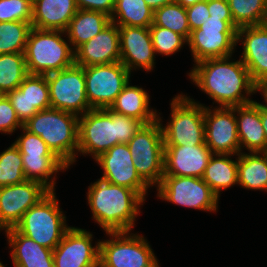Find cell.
Masks as SVG:
<instances>
[{
  "mask_svg": "<svg viewBox=\"0 0 267 267\" xmlns=\"http://www.w3.org/2000/svg\"><path fill=\"white\" fill-rule=\"evenodd\" d=\"M233 55L202 60L189 71L188 78L218 107H235L255 100V83L242 60Z\"/></svg>",
  "mask_w": 267,
  "mask_h": 267,
  "instance_id": "obj_1",
  "label": "cell"
},
{
  "mask_svg": "<svg viewBox=\"0 0 267 267\" xmlns=\"http://www.w3.org/2000/svg\"><path fill=\"white\" fill-rule=\"evenodd\" d=\"M86 194L92 218L105 233L132 231L145 203L136 191L100 178L88 186Z\"/></svg>",
  "mask_w": 267,
  "mask_h": 267,
  "instance_id": "obj_2",
  "label": "cell"
},
{
  "mask_svg": "<svg viewBox=\"0 0 267 267\" xmlns=\"http://www.w3.org/2000/svg\"><path fill=\"white\" fill-rule=\"evenodd\" d=\"M144 125L109 108L91 109L79 116L77 157L80 153L95 160L114 145L127 144Z\"/></svg>",
  "mask_w": 267,
  "mask_h": 267,
  "instance_id": "obj_3",
  "label": "cell"
},
{
  "mask_svg": "<svg viewBox=\"0 0 267 267\" xmlns=\"http://www.w3.org/2000/svg\"><path fill=\"white\" fill-rule=\"evenodd\" d=\"M23 128L40 136L69 168L77 161L79 116L59 109L38 111Z\"/></svg>",
  "mask_w": 267,
  "mask_h": 267,
  "instance_id": "obj_4",
  "label": "cell"
},
{
  "mask_svg": "<svg viewBox=\"0 0 267 267\" xmlns=\"http://www.w3.org/2000/svg\"><path fill=\"white\" fill-rule=\"evenodd\" d=\"M65 35L64 31L32 27L24 51L28 74L46 75L75 64L74 50Z\"/></svg>",
  "mask_w": 267,
  "mask_h": 267,
  "instance_id": "obj_5",
  "label": "cell"
},
{
  "mask_svg": "<svg viewBox=\"0 0 267 267\" xmlns=\"http://www.w3.org/2000/svg\"><path fill=\"white\" fill-rule=\"evenodd\" d=\"M50 191L37 204L29 208L14 227L19 233L31 238L39 245L54 250L65 232L71 227L56 198Z\"/></svg>",
  "mask_w": 267,
  "mask_h": 267,
  "instance_id": "obj_6",
  "label": "cell"
},
{
  "mask_svg": "<svg viewBox=\"0 0 267 267\" xmlns=\"http://www.w3.org/2000/svg\"><path fill=\"white\" fill-rule=\"evenodd\" d=\"M170 107V121L165 125L162 124L164 145H203L205 143L203 104L187 94L178 93L172 98Z\"/></svg>",
  "mask_w": 267,
  "mask_h": 267,
  "instance_id": "obj_7",
  "label": "cell"
},
{
  "mask_svg": "<svg viewBox=\"0 0 267 267\" xmlns=\"http://www.w3.org/2000/svg\"><path fill=\"white\" fill-rule=\"evenodd\" d=\"M105 235L109 238L99 240L98 267H160L144 235L131 231L106 232Z\"/></svg>",
  "mask_w": 267,
  "mask_h": 267,
  "instance_id": "obj_8",
  "label": "cell"
},
{
  "mask_svg": "<svg viewBox=\"0 0 267 267\" xmlns=\"http://www.w3.org/2000/svg\"><path fill=\"white\" fill-rule=\"evenodd\" d=\"M144 125L127 143L133 165L149 187H157L164 175V139L162 117Z\"/></svg>",
  "mask_w": 267,
  "mask_h": 267,
  "instance_id": "obj_9",
  "label": "cell"
},
{
  "mask_svg": "<svg viewBox=\"0 0 267 267\" xmlns=\"http://www.w3.org/2000/svg\"><path fill=\"white\" fill-rule=\"evenodd\" d=\"M239 27L232 18H216L209 16L195 30H192L188 45L194 64L211 58H223L234 54L236 36Z\"/></svg>",
  "mask_w": 267,
  "mask_h": 267,
  "instance_id": "obj_10",
  "label": "cell"
},
{
  "mask_svg": "<svg viewBox=\"0 0 267 267\" xmlns=\"http://www.w3.org/2000/svg\"><path fill=\"white\" fill-rule=\"evenodd\" d=\"M157 198L185 208L217 212L219 198L202 179L190 176L163 175L156 187Z\"/></svg>",
  "mask_w": 267,
  "mask_h": 267,
  "instance_id": "obj_11",
  "label": "cell"
},
{
  "mask_svg": "<svg viewBox=\"0 0 267 267\" xmlns=\"http://www.w3.org/2000/svg\"><path fill=\"white\" fill-rule=\"evenodd\" d=\"M51 108L84 115L90 111L85 89L84 67L73 65L61 71L46 74Z\"/></svg>",
  "mask_w": 267,
  "mask_h": 267,
  "instance_id": "obj_12",
  "label": "cell"
},
{
  "mask_svg": "<svg viewBox=\"0 0 267 267\" xmlns=\"http://www.w3.org/2000/svg\"><path fill=\"white\" fill-rule=\"evenodd\" d=\"M84 76L92 109L109 108L131 79V73L121 62L84 67Z\"/></svg>",
  "mask_w": 267,
  "mask_h": 267,
  "instance_id": "obj_13",
  "label": "cell"
},
{
  "mask_svg": "<svg viewBox=\"0 0 267 267\" xmlns=\"http://www.w3.org/2000/svg\"><path fill=\"white\" fill-rule=\"evenodd\" d=\"M205 143L213 154H240L235 107L204 105Z\"/></svg>",
  "mask_w": 267,
  "mask_h": 267,
  "instance_id": "obj_14",
  "label": "cell"
},
{
  "mask_svg": "<svg viewBox=\"0 0 267 267\" xmlns=\"http://www.w3.org/2000/svg\"><path fill=\"white\" fill-rule=\"evenodd\" d=\"M49 192L42 183L33 180L0 187V231L14 228L24 213Z\"/></svg>",
  "mask_w": 267,
  "mask_h": 267,
  "instance_id": "obj_15",
  "label": "cell"
},
{
  "mask_svg": "<svg viewBox=\"0 0 267 267\" xmlns=\"http://www.w3.org/2000/svg\"><path fill=\"white\" fill-rule=\"evenodd\" d=\"M103 173L100 179L136 191L145 201L150 188L138 175L127 144H116L95 159Z\"/></svg>",
  "mask_w": 267,
  "mask_h": 267,
  "instance_id": "obj_16",
  "label": "cell"
},
{
  "mask_svg": "<svg viewBox=\"0 0 267 267\" xmlns=\"http://www.w3.org/2000/svg\"><path fill=\"white\" fill-rule=\"evenodd\" d=\"M93 234L70 227L53 250L54 267H98L99 239L93 246Z\"/></svg>",
  "mask_w": 267,
  "mask_h": 267,
  "instance_id": "obj_17",
  "label": "cell"
},
{
  "mask_svg": "<svg viewBox=\"0 0 267 267\" xmlns=\"http://www.w3.org/2000/svg\"><path fill=\"white\" fill-rule=\"evenodd\" d=\"M120 62L132 73L134 70L151 72L155 65V52L149 27L118 26Z\"/></svg>",
  "mask_w": 267,
  "mask_h": 267,
  "instance_id": "obj_18",
  "label": "cell"
},
{
  "mask_svg": "<svg viewBox=\"0 0 267 267\" xmlns=\"http://www.w3.org/2000/svg\"><path fill=\"white\" fill-rule=\"evenodd\" d=\"M6 95L23 124L38 111L51 108L46 75L28 74L17 89Z\"/></svg>",
  "mask_w": 267,
  "mask_h": 267,
  "instance_id": "obj_19",
  "label": "cell"
},
{
  "mask_svg": "<svg viewBox=\"0 0 267 267\" xmlns=\"http://www.w3.org/2000/svg\"><path fill=\"white\" fill-rule=\"evenodd\" d=\"M75 65L89 67L120 62L119 28L110 22L100 33L75 51Z\"/></svg>",
  "mask_w": 267,
  "mask_h": 267,
  "instance_id": "obj_20",
  "label": "cell"
},
{
  "mask_svg": "<svg viewBox=\"0 0 267 267\" xmlns=\"http://www.w3.org/2000/svg\"><path fill=\"white\" fill-rule=\"evenodd\" d=\"M212 155L206 143L198 146L164 145V175L202 178Z\"/></svg>",
  "mask_w": 267,
  "mask_h": 267,
  "instance_id": "obj_21",
  "label": "cell"
},
{
  "mask_svg": "<svg viewBox=\"0 0 267 267\" xmlns=\"http://www.w3.org/2000/svg\"><path fill=\"white\" fill-rule=\"evenodd\" d=\"M242 43L240 59L254 83L267 78V26H243L237 30L236 45Z\"/></svg>",
  "mask_w": 267,
  "mask_h": 267,
  "instance_id": "obj_22",
  "label": "cell"
},
{
  "mask_svg": "<svg viewBox=\"0 0 267 267\" xmlns=\"http://www.w3.org/2000/svg\"><path fill=\"white\" fill-rule=\"evenodd\" d=\"M4 231L14 267H54L53 250L39 245L15 228Z\"/></svg>",
  "mask_w": 267,
  "mask_h": 267,
  "instance_id": "obj_23",
  "label": "cell"
},
{
  "mask_svg": "<svg viewBox=\"0 0 267 267\" xmlns=\"http://www.w3.org/2000/svg\"><path fill=\"white\" fill-rule=\"evenodd\" d=\"M240 152H266V137L261 122V107L255 102L235 106ZM245 149V150H244Z\"/></svg>",
  "mask_w": 267,
  "mask_h": 267,
  "instance_id": "obj_24",
  "label": "cell"
},
{
  "mask_svg": "<svg viewBox=\"0 0 267 267\" xmlns=\"http://www.w3.org/2000/svg\"><path fill=\"white\" fill-rule=\"evenodd\" d=\"M76 0H33L32 27L66 31L77 13Z\"/></svg>",
  "mask_w": 267,
  "mask_h": 267,
  "instance_id": "obj_25",
  "label": "cell"
},
{
  "mask_svg": "<svg viewBox=\"0 0 267 267\" xmlns=\"http://www.w3.org/2000/svg\"><path fill=\"white\" fill-rule=\"evenodd\" d=\"M131 80L124 86L121 93L109 107L115 113L136 118L145 125L158 119V110L150 108V96L140 86L130 85Z\"/></svg>",
  "mask_w": 267,
  "mask_h": 267,
  "instance_id": "obj_26",
  "label": "cell"
},
{
  "mask_svg": "<svg viewBox=\"0 0 267 267\" xmlns=\"http://www.w3.org/2000/svg\"><path fill=\"white\" fill-rule=\"evenodd\" d=\"M234 156L236 160L234 158L232 160ZM202 179L220 199L223 190L227 191L234 185L238 186V155L213 154L208 161Z\"/></svg>",
  "mask_w": 267,
  "mask_h": 267,
  "instance_id": "obj_27",
  "label": "cell"
},
{
  "mask_svg": "<svg viewBox=\"0 0 267 267\" xmlns=\"http://www.w3.org/2000/svg\"><path fill=\"white\" fill-rule=\"evenodd\" d=\"M110 22V16L103 12L78 9L65 31L66 38L75 51L80 45L100 33Z\"/></svg>",
  "mask_w": 267,
  "mask_h": 267,
  "instance_id": "obj_28",
  "label": "cell"
},
{
  "mask_svg": "<svg viewBox=\"0 0 267 267\" xmlns=\"http://www.w3.org/2000/svg\"><path fill=\"white\" fill-rule=\"evenodd\" d=\"M238 186L247 190L267 192V153L238 154Z\"/></svg>",
  "mask_w": 267,
  "mask_h": 267,
  "instance_id": "obj_29",
  "label": "cell"
},
{
  "mask_svg": "<svg viewBox=\"0 0 267 267\" xmlns=\"http://www.w3.org/2000/svg\"><path fill=\"white\" fill-rule=\"evenodd\" d=\"M21 156L26 179L42 183L50 191L56 190L55 179L58 173L67 171L69 168L57 156H28V154H21Z\"/></svg>",
  "mask_w": 267,
  "mask_h": 267,
  "instance_id": "obj_30",
  "label": "cell"
},
{
  "mask_svg": "<svg viewBox=\"0 0 267 267\" xmlns=\"http://www.w3.org/2000/svg\"><path fill=\"white\" fill-rule=\"evenodd\" d=\"M153 14L144 0H115L110 19L117 26L150 27Z\"/></svg>",
  "mask_w": 267,
  "mask_h": 267,
  "instance_id": "obj_31",
  "label": "cell"
},
{
  "mask_svg": "<svg viewBox=\"0 0 267 267\" xmlns=\"http://www.w3.org/2000/svg\"><path fill=\"white\" fill-rule=\"evenodd\" d=\"M28 75L24 53L0 54V91L17 89Z\"/></svg>",
  "mask_w": 267,
  "mask_h": 267,
  "instance_id": "obj_32",
  "label": "cell"
},
{
  "mask_svg": "<svg viewBox=\"0 0 267 267\" xmlns=\"http://www.w3.org/2000/svg\"><path fill=\"white\" fill-rule=\"evenodd\" d=\"M233 22L243 26L263 25L267 17V0H227Z\"/></svg>",
  "mask_w": 267,
  "mask_h": 267,
  "instance_id": "obj_33",
  "label": "cell"
},
{
  "mask_svg": "<svg viewBox=\"0 0 267 267\" xmlns=\"http://www.w3.org/2000/svg\"><path fill=\"white\" fill-rule=\"evenodd\" d=\"M31 22H0V54L24 53Z\"/></svg>",
  "mask_w": 267,
  "mask_h": 267,
  "instance_id": "obj_34",
  "label": "cell"
},
{
  "mask_svg": "<svg viewBox=\"0 0 267 267\" xmlns=\"http://www.w3.org/2000/svg\"><path fill=\"white\" fill-rule=\"evenodd\" d=\"M153 25L172 30L184 36L187 40L191 33L186 8L176 1L154 11Z\"/></svg>",
  "mask_w": 267,
  "mask_h": 267,
  "instance_id": "obj_35",
  "label": "cell"
},
{
  "mask_svg": "<svg viewBox=\"0 0 267 267\" xmlns=\"http://www.w3.org/2000/svg\"><path fill=\"white\" fill-rule=\"evenodd\" d=\"M26 180L21 153L12 143L0 152V187L19 184Z\"/></svg>",
  "mask_w": 267,
  "mask_h": 267,
  "instance_id": "obj_36",
  "label": "cell"
},
{
  "mask_svg": "<svg viewBox=\"0 0 267 267\" xmlns=\"http://www.w3.org/2000/svg\"><path fill=\"white\" fill-rule=\"evenodd\" d=\"M149 30L155 55H175L184 45H188V40L184 36L167 28L151 24Z\"/></svg>",
  "mask_w": 267,
  "mask_h": 267,
  "instance_id": "obj_37",
  "label": "cell"
},
{
  "mask_svg": "<svg viewBox=\"0 0 267 267\" xmlns=\"http://www.w3.org/2000/svg\"><path fill=\"white\" fill-rule=\"evenodd\" d=\"M33 0H0V22L32 21Z\"/></svg>",
  "mask_w": 267,
  "mask_h": 267,
  "instance_id": "obj_38",
  "label": "cell"
},
{
  "mask_svg": "<svg viewBox=\"0 0 267 267\" xmlns=\"http://www.w3.org/2000/svg\"><path fill=\"white\" fill-rule=\"evenodd\" d=\"M21 135L13 142L21 154L28 156H56L40 136L32 134L23 127Z\"/></svg>",
  "mask_w": 267,
  "mask_h": 267,
  "instance_id": "obj_39",
  "label": "cell"
},
{
  "mask_svg": "<svg viewBox=\"0 0 267 267\" xmlns=\"http://www.w3.org/2000/svg\"><path fill=\"white\" fill-rule=\"evenodd\" d=\"M22 127L23 123L18 118L10 99L4 94L0 99V133L12 135Z\"/></svg>",
  "mask_w": 267,
  "mask_h": 267,
  "instance_id": "obj_40",
  "label": "cell"
},
{
  "mask_svg": "<svg viewBox=\"0 0 267 267\" xmlns=\"http://www.w3.org/2000/svg\"><path fill=\"white\" fill-rule=\"evenodd\" d=\"M190 30L198 29L210 16L207 0L197 2L186 8Z\"/></svg>",
  "mask_w": 267,
  "mask_h": 267,
  "instance_id": "obj_41",
  "label": "cell"
},
{
  "mask_svg": "<svg viewBox=\"0 0 267 267\" xmlns=\"http://www.w3.org/2000/svg\"><path fill=\"white\" fill-rule=\"evenodd\" d=\"M76 5L78 9L100 11L111 17L115 8V0H76Z\"/></svg>",
  "mask_w": 267,
  "mask_h": 267,
  "instance_id": "obj_42",
  "label": "cell"
},
{
  "mask_svg": "<svg viewBox=\"0 0 267 267\" xmlns=\"http://www.w3.org/2000/svg\"><path fill=\"white\" fill-rule=\"evenodd\" d=\"M207 7L211 17L232 18L227 0H207Z\"/></svg>",
  "mask_w": 267,
  "mask_h": 267,
  "instance_id": "obj_43",
  "label": "cell"
},
{
  "mask_svg": "<svg viewBox=\"0 0 267 267\" xmlns=\"http://www.w3.org/2000/svg\"><path fill=\"white\" fill-rule=\"evenodd\" d=\"M255 94L257 92H260L261 96H263V102L265 103H260L255 101L260 107L264 108L267 110V78L261 79L255 83Z\"/></svg>",
  "mask_w": 267,
  "mask_h": 267,
  "instance_id": "obj_44",
  "label": "cell"
},
{
  "mask_svg": "<svg viewBox=\"0 0 267 267\" xmlns=\"http://www.w3.org/2000/svg\"><path fill=\"white\" fill-rule=\"evenodd\" d=\"M146 4L153 10H157L166 4L172 3L175 0H144Z\"/></svg>",
  "mask_w": 267,
  "mask_h": 267,
  "instance_id": "obj_45",
  "label": "cell"
},
{
  "mask_svg": "<svg viewBox=\"0 0 267 267\" xmlns=\"http://www.w3.org/2000/svg\"><path fill=\"white\" fill-rule=\"evenodd\" d=\"M261 122L266 137V153H267V110L261 107Z\"/></svg>",
  "mask_w": 267,
  "mask_h": 267,
  "instance_id": "obj_46",
  "label": "cell"
},
{
  "mask_svg": "<svg viewBox=\"0 0 267 267\" xmlns=\"http://www.w3.org/2000/svg\"><path fill=\"white\" fill-rule=\"evenodd\" d=\"M177 3L187 8L191 5H194L197 2L205 1V0H175Z\"/></svg>",
  "mask_w": 267,
  "mask_h": 267,
  "instance_id": "obj_47",
  "label": "cell"
},
{
  "mask_svg": "<svg viewBox=\"0 0 267 267\" xmlns=\"http://www.w3.org/2000/svg\"><path fill=\"white\" fill-rule=\"evenodd\" d=\"M0 267H6V266L0 261Z\"/></svg>",
  "mask_w": 267,
  "mask_h": 267,
  "instance_id": "obj_48",
  "label": "cell"
},
{
  "mask_svg": "<svg viewBox=\"0 0 267 267\" xmlns=\"http://www.w3.org/2000/svg\"><path fill=\"white\" fill-rule=\"evenodd\" d=\"M3 95H4V93H2V92L0 91V99L2 98Z\"/></svg>",
  "mask_w": 267,
  "mask_h": 267,
  "instance_id": "obj_49",
  "label": "cell"
}]
</instances>
